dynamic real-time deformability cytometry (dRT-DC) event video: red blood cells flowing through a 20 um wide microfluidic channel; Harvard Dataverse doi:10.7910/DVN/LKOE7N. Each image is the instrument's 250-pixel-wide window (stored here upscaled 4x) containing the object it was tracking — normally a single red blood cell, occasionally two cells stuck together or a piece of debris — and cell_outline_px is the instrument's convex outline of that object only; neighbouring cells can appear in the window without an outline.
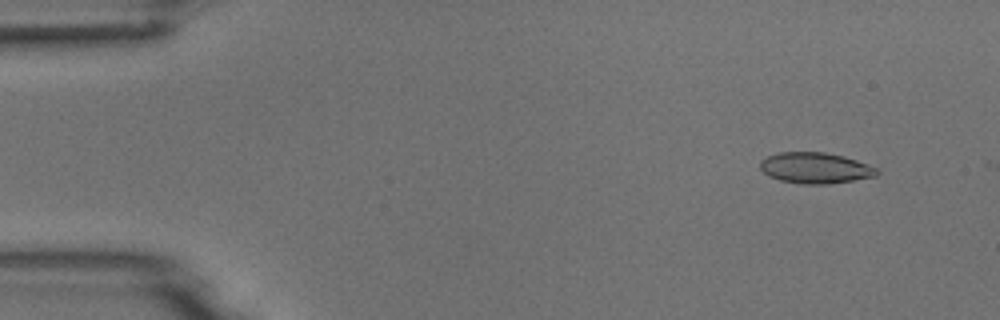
{"species": "common noctule bat (a hibernating species)", "species_latin": "Nyctalus noctula", "temperature_condition": "room temperature", "stored_images_in_passage": 4, "camera_frame_rate_fps": 3000, "um_per_image_px": 0.085, "animal": {"sex": "male", "body_mass_g": 18.8}, "frame": {"image": 1, "passage_image": 2, "time_ms": 1.0, "image_size_px": [1000, 320], "cell_outline_px": [[880, 172], [876, 176], [828, 184], [804, 184], [780, 180], [768, 176], [760, 168], [760, 160], [768, 156], [780, 152], [824, 152], [844, 156], [868, 164], [876, 168]], "centroid_in_image_um": [69.29, 14.27], "position_along_channel_um": 15.7, "area_um2": 20.98}}